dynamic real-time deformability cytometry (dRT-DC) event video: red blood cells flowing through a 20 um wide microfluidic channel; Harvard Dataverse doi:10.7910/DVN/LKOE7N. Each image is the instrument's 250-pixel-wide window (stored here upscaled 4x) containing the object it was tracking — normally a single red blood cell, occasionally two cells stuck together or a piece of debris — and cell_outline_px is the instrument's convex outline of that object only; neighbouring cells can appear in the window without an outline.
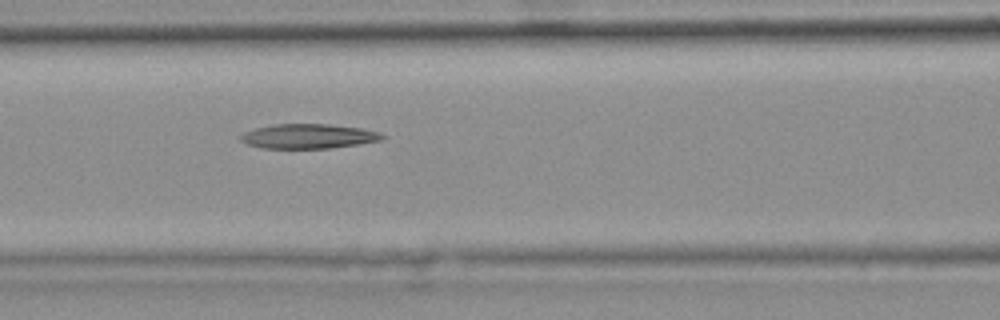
{"species": "common noctule bat (a hibernating species)", "species_latin": "Nyctalus noctula", "temperature_condition": "warm", "stored_images_in_passage": 28, "camera_frame_rate_fps": 3000, "um_per_image_px": 0.085, "animal": {"sex": "female", "body_mass_g": 25.1}, "frame": {"image": 1, "passage_image": 9, "time_ms": 2.667, "image_size_px": [1000, 320], "cell_outline_px": [[388, 136], [380, 140], [332, 148], [264, 148], [248, 144], [240, 140], [236, 136], [244, 132], [256, 128], [272, 124], [328, 124], [360, 128], [380, 132]], "centroid_in_image_um": [26.19, 11.57], "position_along_channel_um": 140.4, "area_um2": 20.29}}